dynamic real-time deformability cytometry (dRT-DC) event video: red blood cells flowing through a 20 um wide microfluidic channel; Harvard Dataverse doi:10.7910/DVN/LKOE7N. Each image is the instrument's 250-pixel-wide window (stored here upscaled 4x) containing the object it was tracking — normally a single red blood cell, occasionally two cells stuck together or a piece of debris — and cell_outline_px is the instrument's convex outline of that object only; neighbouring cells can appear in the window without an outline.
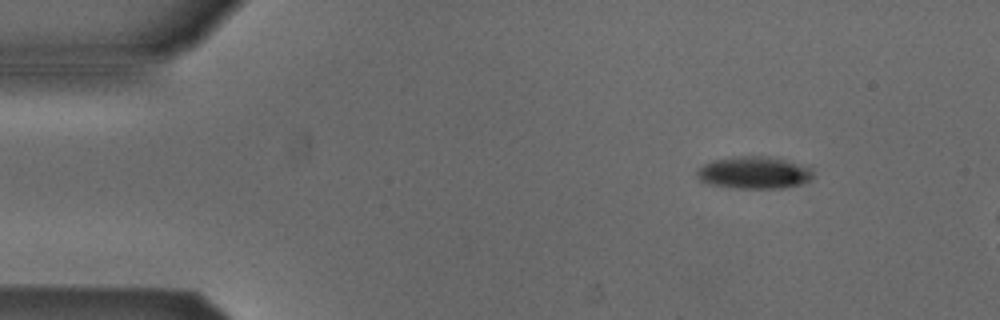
{"species": "Egyptian fruit bat (a non-hibernating species)", "species_latin": "Rousettus aegyptiacus", "temperature_condition": "cold", "stored_images_in_passage": 11, "camera_frame_rate_fps": 3000, "um_per_image_px": 0.085, "animal": {"sex": "male"}, "frame": {"image": 1, "passage_image": 2, "time_ms": 0.333, "image_size_px": [1000, 320], "cell_outline_px": [[812, 176], [808, 180], [800, 184], [784, 188], [736, 188], [708, 184], [700, 180], [696, 176], [696, 172], [704, 164], [712, 160], [736, 156], [772, 156], [812, 164]], "centroid_in_image_um": [64.16, 14.65], "position_along_channel_um": 20.8, "area_um2": 22.37}}
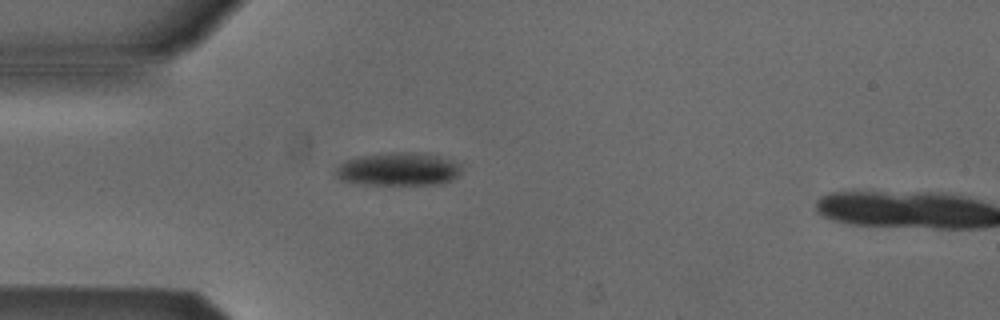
{"frame": {"image": 2, "passage_image": 10, "time_ms": 3.0, "image_size_px": [1000, 320], "cell_outline_px": [[460, 176], [452, 180], [440, 184], [364, 184], [340, 180], [336, 176], [336, 168], [344, 160], [360, 156], [388, 152], [416, 152], [440, 156], [452, 160], [460, 164]], "centroid_in_image_um": [33.87, 14.37], "position_along_channel_um": 51.1, "area_um2": 24.39}}